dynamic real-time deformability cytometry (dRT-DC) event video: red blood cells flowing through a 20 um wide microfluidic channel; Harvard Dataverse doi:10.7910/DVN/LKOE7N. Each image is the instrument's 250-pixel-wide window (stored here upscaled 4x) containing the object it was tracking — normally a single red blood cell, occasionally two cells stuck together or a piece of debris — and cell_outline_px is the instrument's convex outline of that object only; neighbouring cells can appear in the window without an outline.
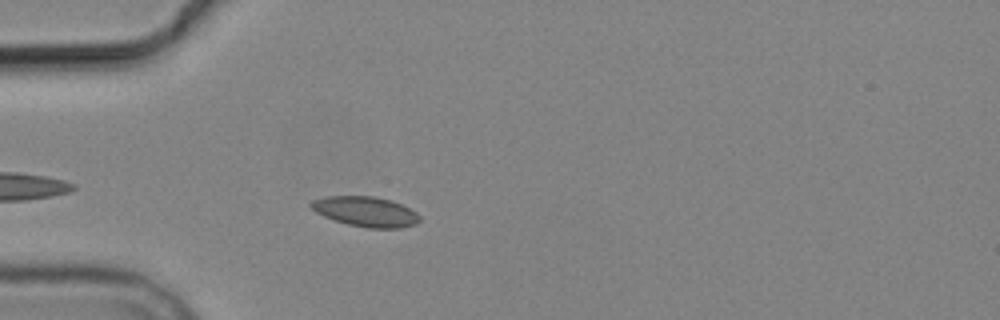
{"species": "common noctule bat (a hibernating species)", "species_latin": "Nyctalus noctula", "temperature_condition": "cold", "stored_images_in_passage": 1, "camera_frame_rate_fps": 3000, "um_per_image_px": 0.085, "animal": {"sex": "male", "body_mass_g": 19.2, "forearm_length_mm": 51.8}, "frame": {"image": 1, "passage_image": 1, "time_ms": 0.0, "image_size_px": [1000, 320], "cell_outline_px": [[420, 220], [416, 224], [400, 228], [368, 228], [348, 224], [324, 216], [316, 212], [308, 204], [312, 200], [324, 196], [372, 196], [392, 200], [416, 212], [420, 216]], "centroid_in_image_um": [31.08, 17.98], "position_along_channel_um": 53.9, "area_um2": 18.96}}